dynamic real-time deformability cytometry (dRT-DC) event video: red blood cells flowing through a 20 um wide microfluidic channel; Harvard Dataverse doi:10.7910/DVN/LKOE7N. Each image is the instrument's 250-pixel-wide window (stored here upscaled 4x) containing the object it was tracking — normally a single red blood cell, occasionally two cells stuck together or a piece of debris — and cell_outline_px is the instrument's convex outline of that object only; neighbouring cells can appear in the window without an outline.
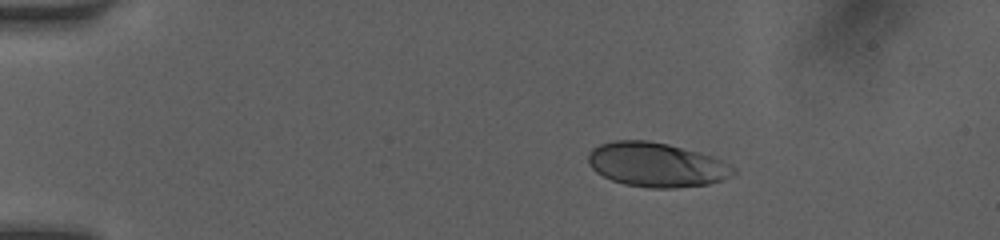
{"species": "human", "species_latin": "Homo sapiens", "temperature_condition": "room temperature", "stored_images_in_passage": 42, "camera_frame_rate_fps": 3000, "um_per_image_px": 0.085, "donor": {"sex": "female"}, "frame": {"image": 1, "passage_image": 1, "time_ms": 0.0, "image_size_px": [1000, 240], "cell_outline_px": [[736, 172], [724, 180], [708, 184], [676, 188], [648, 188], [624, 184], [612, 180], [596, 172], [588, 164], [588, 152], [592, 148], [600, 144], [616, 140], [648, 140], [668, 144], [700, 152], [712, 156], [736, 168]], "centroid_in_image_um": [55.79, 14.0], "position_along_channel_um": 29.2, "area_um2": 37.69}}
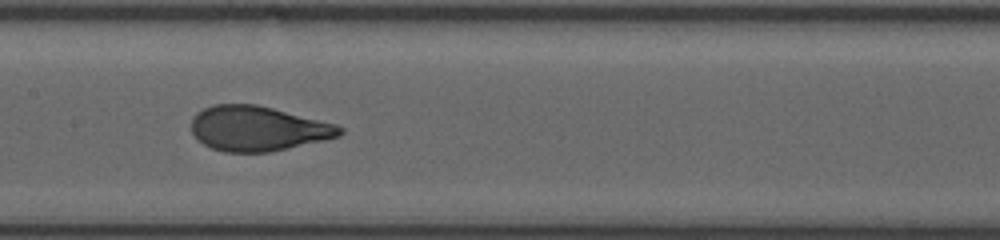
{"frame": {"image": 2, "passage_image": 18, "time_ms": 5.667, "image_size_px": [1000, 240], "cell_outline_px": [[344, 132], [340, 136], [288, 148], [268, 152], [224, 152], [212, 148], [204, 144], [192, 132], [192, 116], [196, 112], [212, 104], [256, 104], [336, 124], [344, 128]], "centroid_in_image_um": [21.91, 10.92], "position_along_channel_um": 185.5, "area_um2": 38.61}}
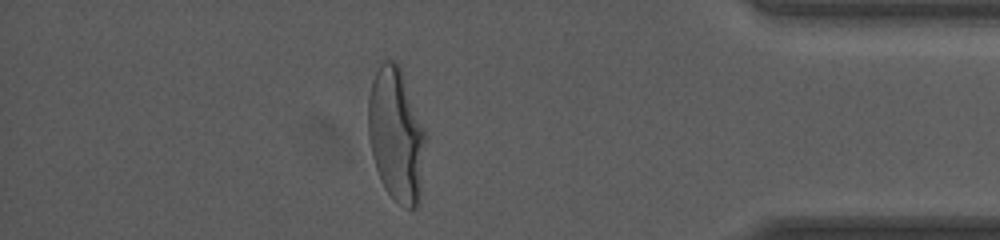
{"frame": {"image": 3, "passage_image": 36, "time_ms": 11.667, "image_size_px": [1000, 240], "cell_outline_px": [[424, 144], [420, 204], [416, 208], [408, 208], [392, 200], [384, 188], [380, 180], [372, 156], [368, 136], [368, 96], [372, 80], [380, 64], [384, 60], [392, 60], [400, 64], [424, 132]], "centroid_in_image_um": [33.64, 11.49], "position_along_channel_um": 401.6, "area_um2": 44.51}, "authors_computed_cell_mechanics": {"area_um2": 39.2462, "velocity_mm_per_s": 4.1238, "shape_relaxation_time_tau1_ms": 3.415, "shape_relaxation_time_tau2_ms": null, "deformation_change_tau1": 0.1737, "deformation_change_tau2": null}}